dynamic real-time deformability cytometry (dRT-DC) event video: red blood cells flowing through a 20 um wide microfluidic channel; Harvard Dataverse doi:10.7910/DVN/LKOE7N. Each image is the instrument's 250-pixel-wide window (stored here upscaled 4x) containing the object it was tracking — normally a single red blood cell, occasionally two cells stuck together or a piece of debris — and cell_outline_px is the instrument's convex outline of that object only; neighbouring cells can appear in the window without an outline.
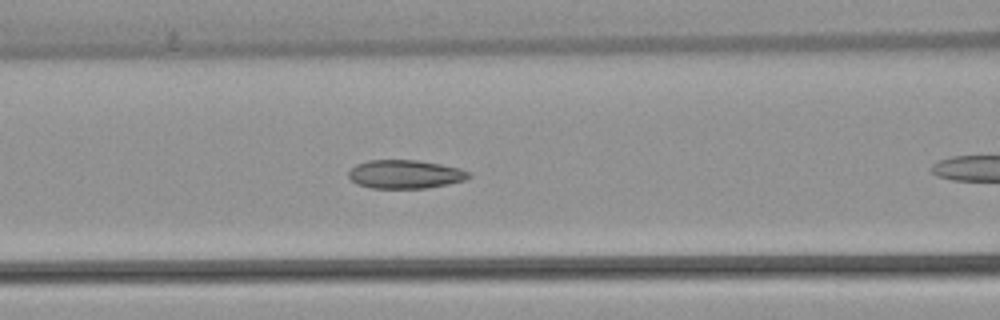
{"species": "common noctule bat (a hibernating species)", "species_latin": "Nyctalus noctula", "temperature_condition": "warm", "stored_images_in_passage": 19, "camera_frame_rate_fps": 3000, "um_per_image_px": 0.085, "animal": {"sex": "female", "body_mass_g": 22.7, "forearm_length_mm": 54.2}, "frame": {"image": 1, "passage_image": 9, "time_ms": 2.667, "image_size_px": [1000, 320], "cell_outline_px": [[472, 176], [464, 180], [448, 184], [424, 188], [372, 188], [356, 184], [348, 176], [348, 172], [356, 164], [368, 160], [416, 160], [440, 164], [460, 168], [472, 172]], "centroid_in_image_um": [34.45, 14.81], "position_along_channel_um": 132.2, "area_um2": 20.06}}
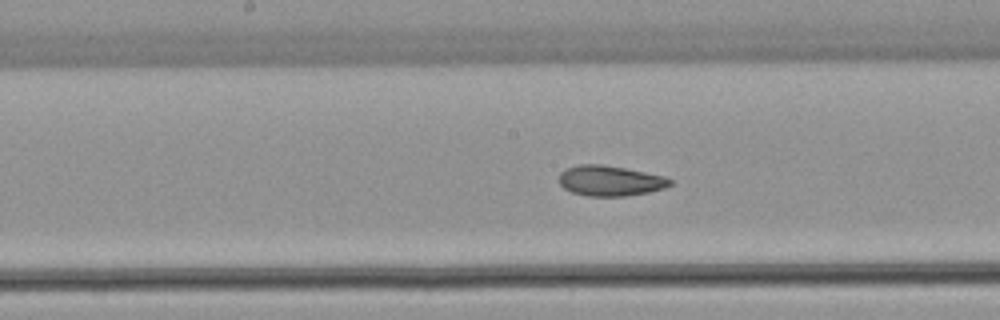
{"frame": {"image": 2, "passage_image": 14, "time_ms": 4.333, "image_size_px": [1000, 320], "cell_outline_px": [[672, 184], [664, 188], [648, 192], [624, 196], [588, 196], [572, 192], [564, 188], [560, 184], [560, 172], [564, 168], [580, 164], [600, 164], [624, 168], [664, 176], [672, 180]], "centroid_in_image_um": [51.84, 15.36], "position_along_channel_um": 196.4, "area_um2": 19.54}}